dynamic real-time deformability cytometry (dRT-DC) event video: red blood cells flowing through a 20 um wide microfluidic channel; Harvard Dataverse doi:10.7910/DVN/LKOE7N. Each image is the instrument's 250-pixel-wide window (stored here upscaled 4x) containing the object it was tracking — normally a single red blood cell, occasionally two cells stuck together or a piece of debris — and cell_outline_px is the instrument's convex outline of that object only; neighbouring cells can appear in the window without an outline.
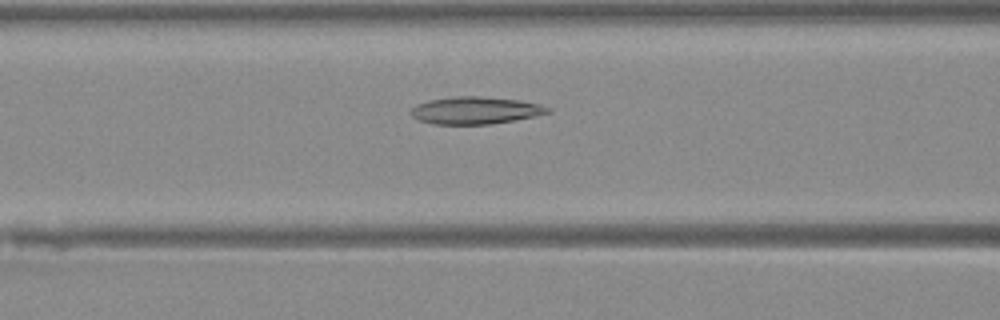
{"species": "Egyptian fruit bat (a non-hibernating species)", "species_latin": "Rousettus aegyptiacus", "temperature_condition": "warm", "stored_images_in_passage": 48, "camera_frame_rate_fps": 3000, "um_per_image_px": 0.085, "animal": {"sex": "female"}, "frame": {"image": 1, "passage_image": 20, "time_ms": 6.333, "image_size_px": [1000, 320], "cell_outline_px": [[552, 112], [536, 116], [492, 124], [436, 124], [420, 120], [412, 116], [408, 112], [416, 104], [428, 100], [452, 96], [480, 96], [520, 100], [540, 104], [552, 108]], "centroid_in_image_um": [40.43, 9.37], "position_along_channel_um": 126.2, "area_um2": 21.96}}
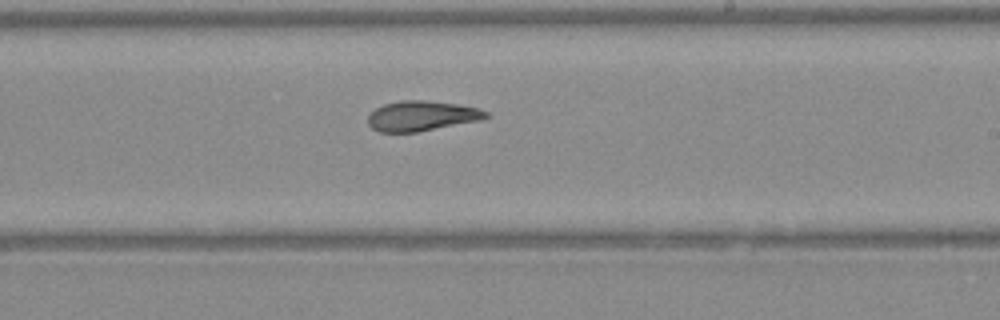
{"frame": {"image": 2, "passage_image": 29, "time_ms": 9.333, "image_size_px": [1000, 320], "cell_outline_px": [[488, 116], [476, 120], [416, 132], [380, 132], [372, 128], [368, 124], [368, 116], [376, 108], [384, 104], [400, 100], [424, 100], [456, 104], [476, 108], [488, 112]], "centroid_in_image_um": [35.76, 9.84], "position_along_channel_um": 253.2, "area_um2": 20.17}}
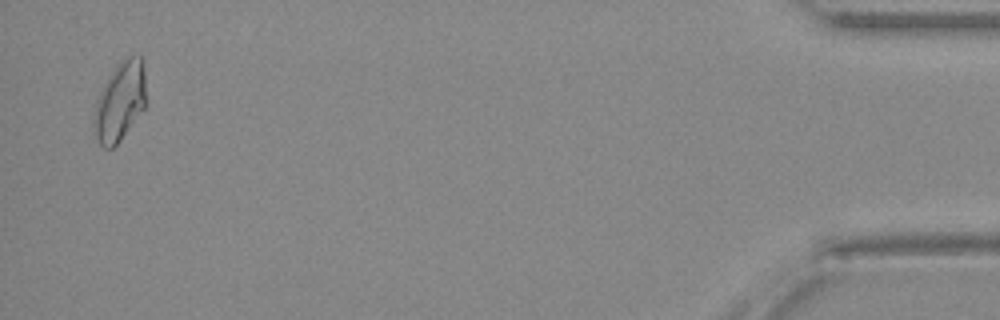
{"frame": {"image": 3, "passage_image": 47, "time_ms": 15.333, "image_size_px": [1000, 320], "cell_outline_px": [[144, 108], [120, 140], [112, 148], [104, 148], [100, 144], [96, 136], [92, 124], [92, 120], [96, 100], [108, 76], [116, 64], [120, 60], [128, 56], [140, 56], [144, 60]], "centroid_in_image_um": [10.16, 8.6], "position_along_channel_um": 425.0, "area_um2": 23.87}}